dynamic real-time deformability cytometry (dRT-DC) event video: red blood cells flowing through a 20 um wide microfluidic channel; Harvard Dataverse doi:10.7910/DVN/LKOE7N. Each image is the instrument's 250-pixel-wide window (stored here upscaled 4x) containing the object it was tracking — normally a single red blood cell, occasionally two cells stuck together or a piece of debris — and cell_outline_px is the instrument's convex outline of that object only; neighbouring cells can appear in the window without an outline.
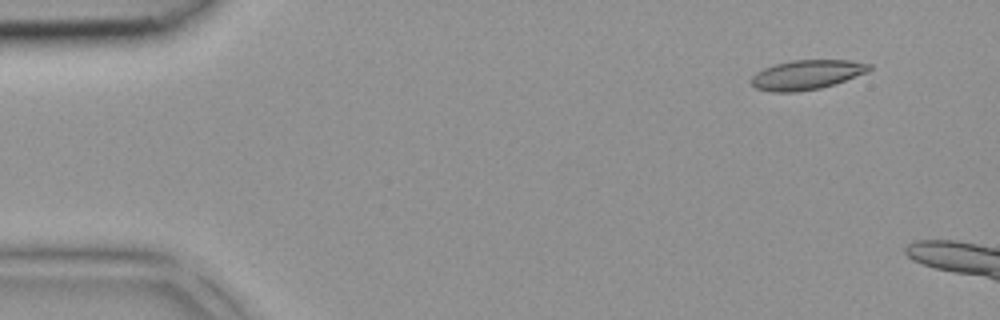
{"species": "common noctule bat (a hibernating species)", "species_latin": "Nyctalus noctula", "temperature_condition": "room temperature", "stored_images_in_passage": 11, "camera_frame_rate_fps": 3000, "um_per_image_px": 0.085, "animal": {"sex": "female", "body_mass_g": 18.4}, "frame": {"image": 1, "passage_image": 4, "time_ms": 1.0, "image_size_px": [1000, 320], "cell_outline_px": [[872, 68], [868, 72], [820, 88], [796, 92], [768, 92], [756, 88], [752, 84], [752, 76], [756, 72], [764, 68], [776, 64], [792, 60], [848, 60], [872, 64]], "centroid_in_image_um": [68.56, 6.35], "position_along_channel_um": 16.4, "area_um2": 20.17}}